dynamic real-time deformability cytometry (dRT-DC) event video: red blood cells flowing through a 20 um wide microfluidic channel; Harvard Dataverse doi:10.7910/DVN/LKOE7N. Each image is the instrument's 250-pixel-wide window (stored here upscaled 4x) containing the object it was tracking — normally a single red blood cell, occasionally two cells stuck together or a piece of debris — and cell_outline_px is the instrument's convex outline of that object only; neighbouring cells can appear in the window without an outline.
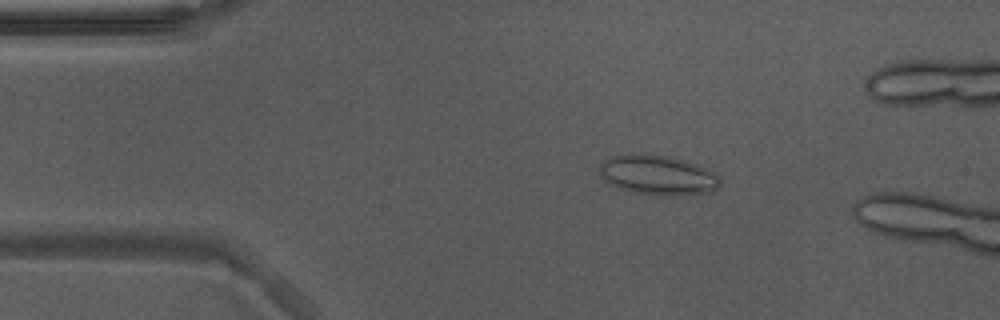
{"species": "Egyptian fruit bat (a non-hibernating species)", "species_latin": "Rousettus aegyptiacus", "temperature_condition": "warm", "stored_images_in_passage": 13, "camera_frame_rate_fps": 3000, "um_per_image_px": 0.085, "animal": {"sex": "male"}, "frame": {"image": 1, "passage_image": 8, "time_ms": 2.333, "image_size_px": [1000, 320], "cell_outline_px": [[720, 184], [712, 192], [672, 196], [660, 196], [632, 192], [620, 188], [604, 180], [600, 176], [596, 168], [604, 160], [612, 156], [644, 152], [668, 156], [684, 160], [708, 168], [720, 176]], "centroid_in_image_um": [55.9, 14.87], "position_along_channel_um": 29.1, "area_um2": 28.5}}